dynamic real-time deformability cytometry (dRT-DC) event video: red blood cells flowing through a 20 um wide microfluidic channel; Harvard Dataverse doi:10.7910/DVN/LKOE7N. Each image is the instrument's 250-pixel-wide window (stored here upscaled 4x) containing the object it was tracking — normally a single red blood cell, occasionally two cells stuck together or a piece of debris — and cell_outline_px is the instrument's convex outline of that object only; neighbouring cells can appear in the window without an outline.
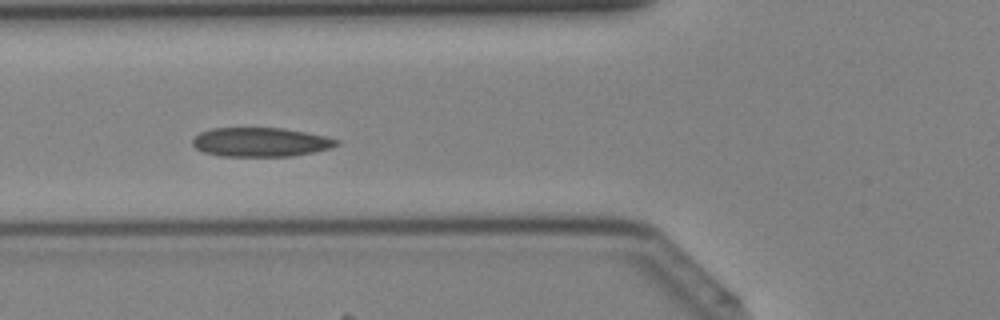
{"species": "Egyptian fruit bat (a non-hibernating species)", "species_latin": "Rousettus aegyptiacus", "temperature_condition": "cold", "stored_images_in_passage": 44, "segment_of_instrument_passage": [1, 2], "camera_frame_rate_fps": 3000, "um_per_image_px": 0.085, "animal": {"sex": "female"}, "frame": {"image": 1, "passage_image": 16, "time_ms": 5.0, "image_size_px": [1000, 320], "cell_outline_px": [[340, 144], [332, 148], [292, 156], [220, 156], [204, 152], [196, 148], [192, 144], [192, 140], [200, 132], [212, 128], [284, 128], [324, 136], [340, 140]], "centroid_in_image_um": [22.16, 12.08], "position_along_channel_um": 103.6, "area_um2": 24.39}}
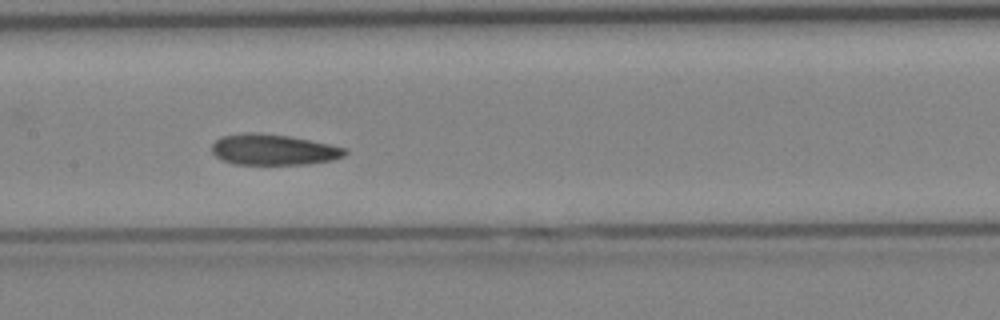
{"frame": {"image": 2, "passage_image": 21, "time_ms": 6.667, "image_size_px": [1000, 320], "cell_outline_px": [[348, 152], [344, 156], [332, 160], [308, 164], [232, 164], [216, 156], [212, 152], [212, 144], [220, 136], [244, 132], [256, 132], [288, 136], [328, 144], [344, 148]], "centroid_in_image_um": [23.2, 12.72], "position_along_channel_um": 184.2, "area_um2": 23.81}}
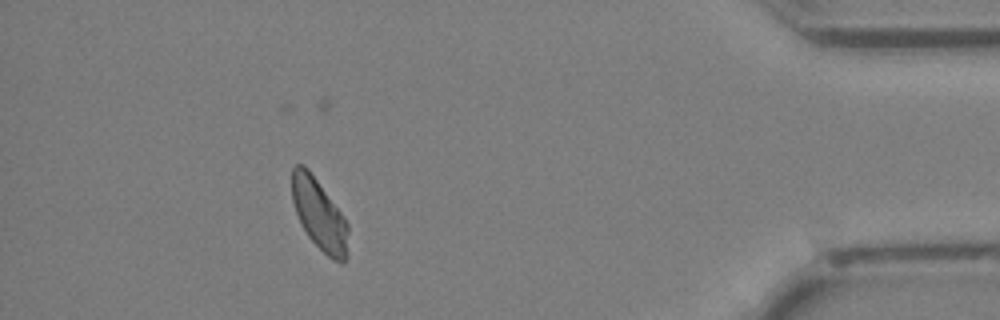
{"frame": {"image": 3, "passage_image": 38, "time_ms": 12.333, "image_size_px": [1000, 320], "cell_outline_px": [[348, 256], [344, 264], [340, 264], [332, 260], [308, 236], [300, 224], [292, 200], [292, 168], [296, 164], [304, 164], [308, 168], [344, 216], [348, 224]], "centroid_in_image_um": [27.15, 18.26], "position_along_channel_um": 408.0, "area_um2": 23.47}}